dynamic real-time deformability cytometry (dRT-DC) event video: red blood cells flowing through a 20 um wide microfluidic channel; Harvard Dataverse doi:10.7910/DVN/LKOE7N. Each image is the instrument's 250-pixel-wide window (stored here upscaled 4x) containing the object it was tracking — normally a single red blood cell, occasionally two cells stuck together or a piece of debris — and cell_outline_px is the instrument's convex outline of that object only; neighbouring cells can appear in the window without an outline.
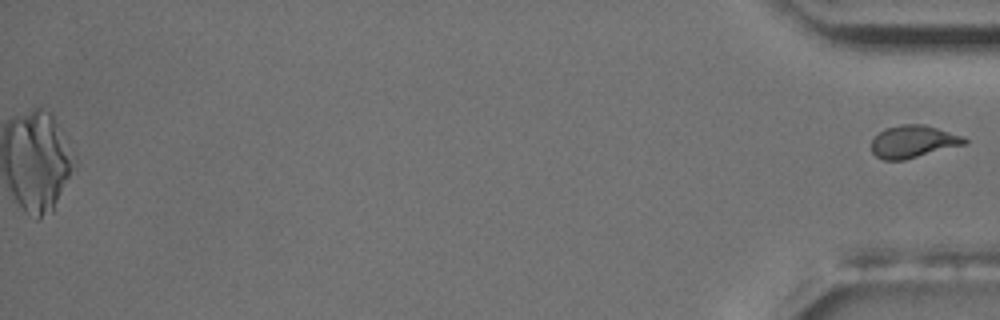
{"species": "common noctule bat (a hibernating species)", "species_latin": "Nyctalus noctula", "temperature_condition": "room temperature", "stored_images_in_passage": 55, "segment_of_instrument_passage": [2, 2], "camera_frame_rate_fps": 3000, "um_per_image_px": 0.085, "animal": {"sex": "male", "body_mass_g": 17.5, "forearm_length_mm": 52.3}, "frame": {"image": 1, "passage_image": 55, "time_ms": 18.0, "image_size_px": [1000, 320], "cell_outline_px": [[968, 144], [904, 160], [884, 160], [876, 156], [872, 152], [872, 140], [884, 128], [900, 124], [924, 124], [964, 136], [968, 140]], "centroid_in_image_um": [77.66, 12.03], "position_along_channel_um": 357.5, "area_um2": 17.74}}